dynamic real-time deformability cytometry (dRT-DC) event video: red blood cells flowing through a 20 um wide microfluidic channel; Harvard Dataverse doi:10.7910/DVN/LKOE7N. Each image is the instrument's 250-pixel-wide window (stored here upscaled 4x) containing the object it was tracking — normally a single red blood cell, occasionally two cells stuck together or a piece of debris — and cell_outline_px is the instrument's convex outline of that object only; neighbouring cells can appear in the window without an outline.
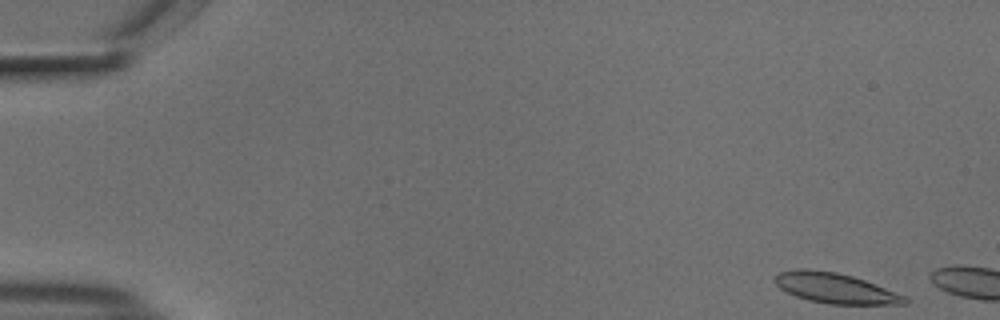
{"species": "common noctule bat (a hibernating species)", "species_latin": "Nyctalus noctula", "temperature_condition": "cold", "stored_images_in_passage": 4, "camera_frame_rate_fps": 3000, "um_per_image_px": 0.085, "animal": {"sex": "male", "body_mass_g": 18.8}, "frame": {"image": 1, "passage_image": 1, "time_ms": 0.0, "image_size_px": [1000, 320], "cell_outline_px": [[908, 304], [828, 304], [796, 296], [780, 288], [776, 284], [776, 276], [780, 272], [796, 268], [808, 268], [836, 272], [852, 276], [864, 280], [904, 296], [908, 300]], "centroid_in_image_um": [70.98, 24.48], "position_along_channel_um": 14.0, "area_um2": 22.48}}